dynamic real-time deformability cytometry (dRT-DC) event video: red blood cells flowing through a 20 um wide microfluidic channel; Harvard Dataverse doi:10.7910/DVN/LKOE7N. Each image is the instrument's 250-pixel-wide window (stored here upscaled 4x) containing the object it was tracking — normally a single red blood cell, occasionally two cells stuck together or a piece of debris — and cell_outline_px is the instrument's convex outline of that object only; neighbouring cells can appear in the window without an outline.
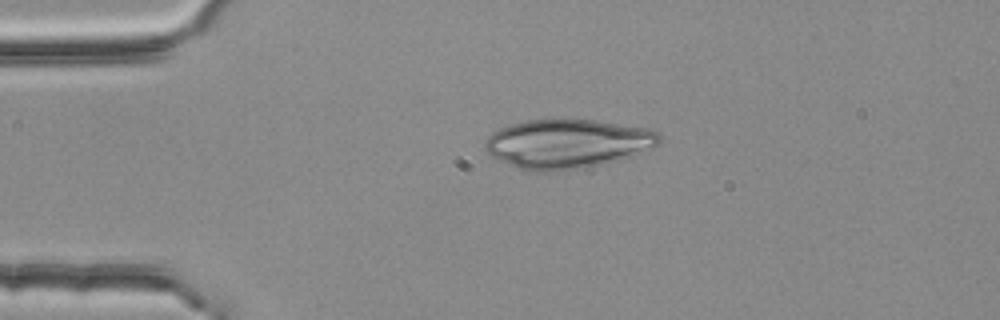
{"species": "common noctule bat (a hibernating species)", "species_latin": "Nyctalus noctula", "temperature_condition": "room temperature", "stored_images_in_passage": 1, "camera_frame_rate_fps": 3000, "um_per_image_px": 0.085, "animal": {"sex": "female", "body_mass_g": 25.1}, "frame": {"image": 1, "passage_image": 1, "time_ms": 0.0, "image_size_px": [1000, 320], "cell_outline_px": [[660, 144], [632, 156], [616, 160], [596, 164], [572, 168], [544, 172], [532, 172], [520, 168], [500, 160], [492, 156], [484, 148], [484, 140], [492, 132], [500, 128], [524, 120], [564, 116], [596, 120], [648, 128], [656, 132], [660, 136]], "centroid_in_image_um": [48.19, 12.15], "position_along_channel_um": 36.8, "area_um2": 50.23}}